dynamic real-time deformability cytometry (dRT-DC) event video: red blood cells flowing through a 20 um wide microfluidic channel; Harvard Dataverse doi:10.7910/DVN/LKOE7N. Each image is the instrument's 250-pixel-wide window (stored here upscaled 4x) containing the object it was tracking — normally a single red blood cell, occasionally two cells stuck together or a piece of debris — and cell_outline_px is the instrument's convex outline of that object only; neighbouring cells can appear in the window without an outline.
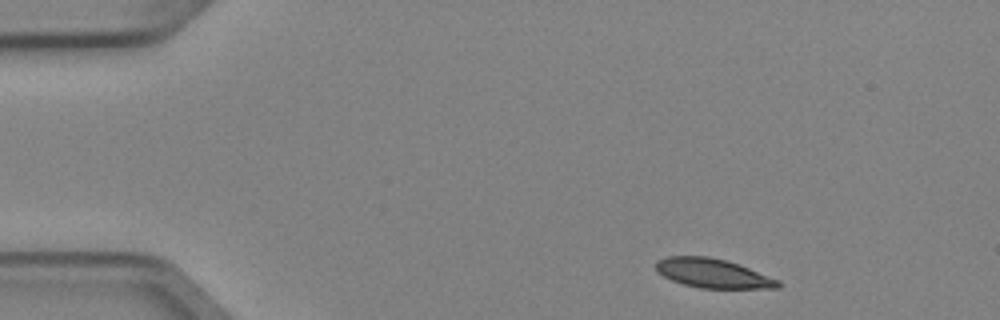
{"species": "Egyptian fruit bat (a non-hibernating species)", "species_latin": "Rousettus aegyptiacus", "temperature_condition": "cold", "stored_images_in_passage": 6, "camera_frame_rate_fps": 3000, "um_per_image_px": 0.085, "animal": {"sex": "female"}, "frame": {"image": 1, "passage_image": 1, "time_ms": 0.0, "image_size_px": [1000, 320], "cell_outline_px": [[780, 288], [700, 288], [684, 284], [672, 280], [656, 272], [656, 260], [668, 256], [708, 256], [724, 260], [748, 268], [780, 280]], "centroid_in_image_um": [60.56, 23.23], "position_along_channel_um": 24.4, "area_um2": 20.58}}
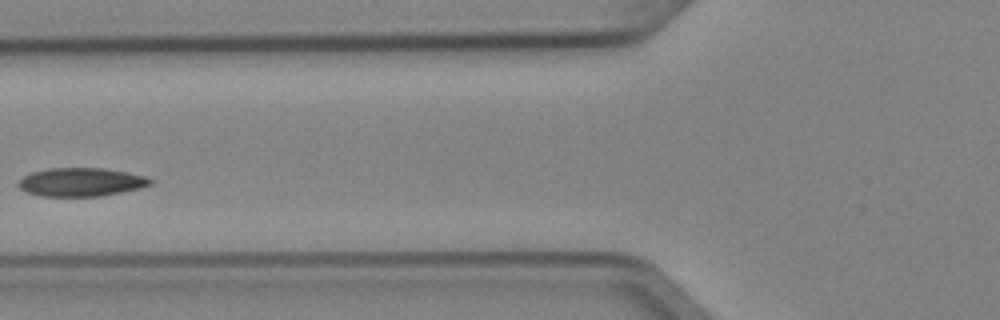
{"frame": {"image": 2, "passage_image": 5, "time_ms": 1.333, "image_size_px": [1000, 320], "cell_outline_px": [[156, 180], [152, 184], [140, 188], [100, 196], [40, 196], [28, 192], [20, 188], [16, 184], [24, 176], [32, 172], [48, 168], [104, 168], [128, 172], [144, 176]], "centroid_in_image_um": [6.92, 15.47], "position_along_channel_um": 118.9, "area_um2": 21.91}}
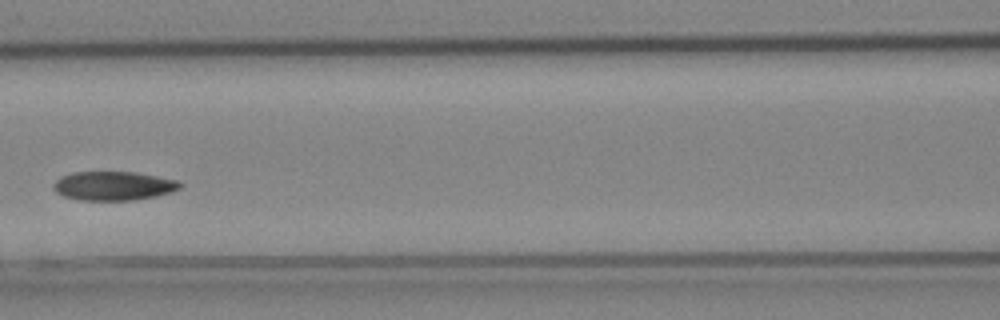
{"frame": {"image": 3, "passage_image": 6, "time_ms": 1.667, "image_size_px": [1000, 320], "cell_outline_px": [[184, 184], [180, 188], [172, 192], [156, 196], [136, 200], [80, 200], [64, 196], [56, 192], [52, 188], [52, 184], [60, 176], [72, 172], [136, 172], [176, 180]], "centroid_in_image_um": [9.63, 15.8], "position_along_channel_um": 157.0, "area_um2": 21.5}}